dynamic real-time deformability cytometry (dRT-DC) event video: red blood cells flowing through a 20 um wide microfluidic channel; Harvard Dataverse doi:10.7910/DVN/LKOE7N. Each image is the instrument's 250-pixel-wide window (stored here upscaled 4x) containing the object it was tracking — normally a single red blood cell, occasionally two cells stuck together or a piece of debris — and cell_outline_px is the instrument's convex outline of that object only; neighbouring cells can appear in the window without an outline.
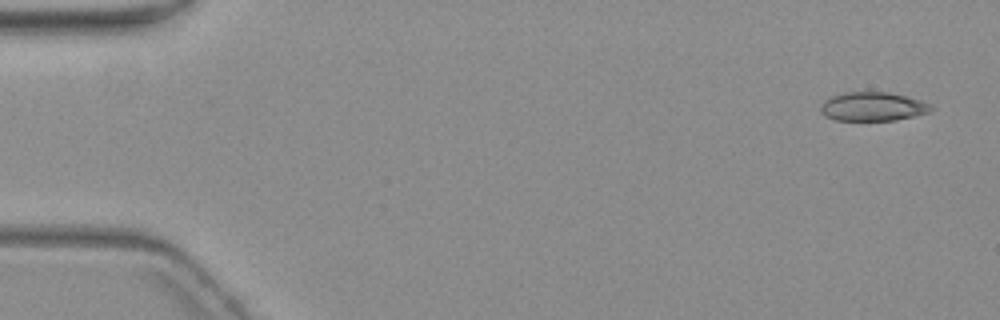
{"species": "common noctule bat (a hibernating species)", "species_latin": "Nyctalus noctula", "temperature_condition": "warm", "stored_images_in_passage": 5, "camera_frame_rate_fps": 3000, "um_per_image_px": 0.085, "animal": {"sex": "female", "body_mass_g": 19.3, "forearm_length_mm": 54.1}, "frame": {"image": 1, "passage_image": 1, "time_ms": 0.0, "image_size_px": [1000, 320], "cell_outline_px": [[936, 108], [928, 112], [896, 120], [836, 120], [824, 116], [820, 112], [820, 104], [824, 100], [832, 96], [844, 92], [888, 92], [920, 100]], "centroid_in_image_um": [74.13, 9.06], "position_along_channel_um": 10.9, "area_um2": 18.5}}
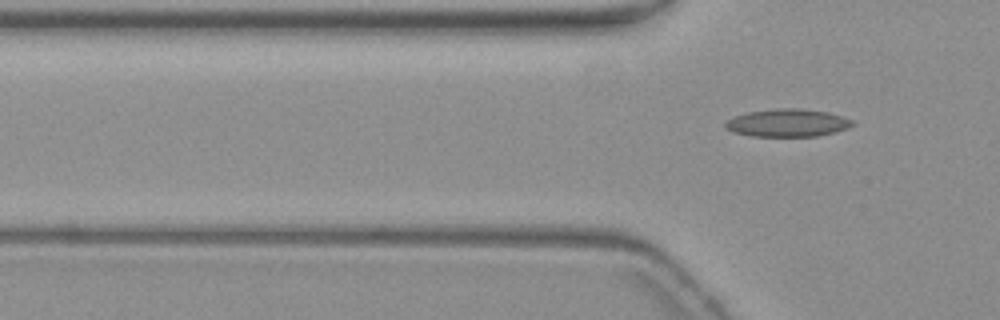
{"frame": {"image": 2, "passage_image": 5, "time_ms": 5.0, "image_size_px": [1000, 320], "cell_outline_px": [[852, 124], [848, 128], [816, 136], [752, 136], [732, 132], [724, 128], [724, 124], [732, 116], [748, 112], [776, 108], [800, 108], [828, 112], [852, 120]], "centroid_in_image_um": [66.87, 10.44], "position_along_channel_um": 58.9, "area_um2": 20.46}}